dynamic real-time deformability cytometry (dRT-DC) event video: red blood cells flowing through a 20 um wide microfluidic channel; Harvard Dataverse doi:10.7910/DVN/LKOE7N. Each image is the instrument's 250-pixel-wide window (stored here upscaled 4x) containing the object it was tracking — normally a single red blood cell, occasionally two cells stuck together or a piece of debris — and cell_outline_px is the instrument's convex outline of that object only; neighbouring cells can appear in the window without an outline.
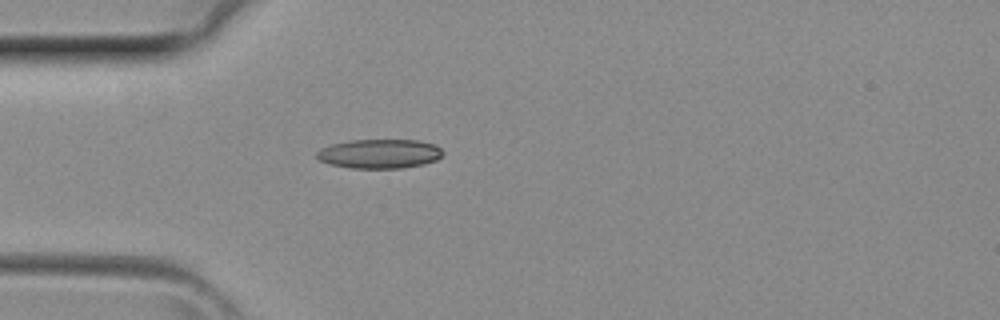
{"species": "common noctule bat (a hibernating species)", "species_latin": "Nyctalus noctula", "temperature_condition": "room temperature", "stored_images_in_passage": 3, "camera_frame_rate_fps": 3000, "um_per_image_px": 0.085, "animal": {"sex": "female", "body_mass_g": 29.2, "forearm_length_mm": 56.3}, "frame": {"image": 1, "passage_image": 3, "time_ms": 0.667, "image_size_px": [1000, 320], "cell_outline_px": [[444, 152], [436, 160], [424, 164], [400, 168], [352, 168], [328, 164], [320, 160], [316, 156], [316, 152], [320, 148], [332, 144], [348, 140], [420, 140], [436, 144]], "centroid_in_image_um": [32.25, 13.06], "position_along_channel_um": 52.7, "area_um2": 21.62}}